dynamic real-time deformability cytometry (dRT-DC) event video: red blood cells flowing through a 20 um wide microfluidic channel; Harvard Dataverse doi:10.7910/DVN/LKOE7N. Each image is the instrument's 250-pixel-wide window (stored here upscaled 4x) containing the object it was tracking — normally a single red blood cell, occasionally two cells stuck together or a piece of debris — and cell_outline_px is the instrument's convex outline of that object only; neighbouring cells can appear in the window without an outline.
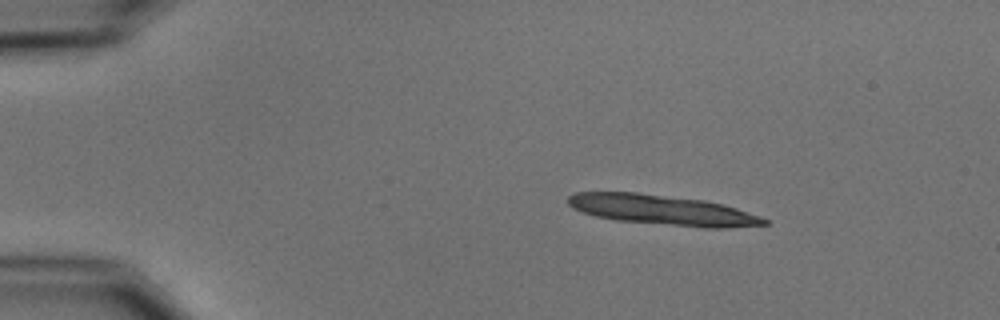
{"species": "common noctule bat (a hibernating species)", "species_latin": "Nyctalus noctula", "temperature_condition": "cold", "stored_images_in_passage": 10, "camera_frame_rate_fps": 3000, "um_per_image_px": 0.085, "animal": {"sex": "male", "body_mass_g": 15.6}, "frame": {"image": 1, "passage_image": 2, "time_ms": 1.0, "image_size_px": [1000, 320], "cell_outline_px": [[768, 224], [728, 228], [704, 228], [616, 220], [596, 216], [584, 212], [568, 204], [568, 196], [576, 192], [636, 192], [704, 200], [724, 204], [760, 216], [768, 220]], "centroid_in_image_um": [56.34, 17.85], "position_along_channel_um": 28.7, "area_um2": 34.22}}
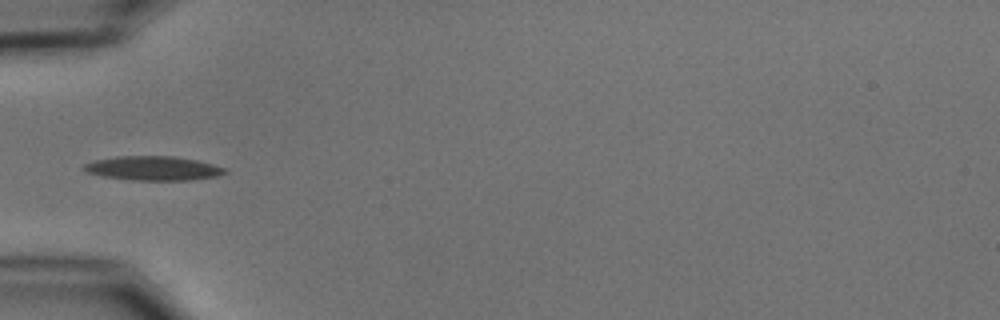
{"frame": {"image": 2, "passage_image": 4, "time_ms": 4.333, "image_size_px": [1000, 320], "cell_outline_px": [[228, 172], [216, 176], [188, 180], [132, 180], [104, 176], [88, 172], [80, 168], [84, 164], [96, 160], [116, 156], [176, 156], [196, 160], [228, 168]], "centroid_in_image_um": [13.04, 14.3], "position_along_channel_um": 72.0, "area_um2": 19.83}}
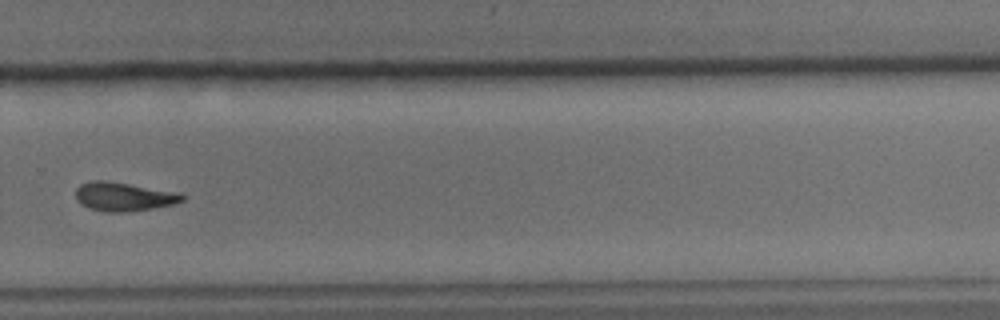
{"frame": {"image": 3, "passage_image": 10, "time_ms": 11.0, "image_size_px": [1000, 320], "cell_outline_px": [[184, 200], [176, 204], [128, 212], [108, 212], [88, 208], [80, 204], [76, 200], [76, 188], [80, 184], [92, 180], [108, 180], [180, 192], [184, 196]], "centroid_in_image_um": [10.52, 16.7], "position_along_channel_um": 319.3, "area_um2": 18.21}}